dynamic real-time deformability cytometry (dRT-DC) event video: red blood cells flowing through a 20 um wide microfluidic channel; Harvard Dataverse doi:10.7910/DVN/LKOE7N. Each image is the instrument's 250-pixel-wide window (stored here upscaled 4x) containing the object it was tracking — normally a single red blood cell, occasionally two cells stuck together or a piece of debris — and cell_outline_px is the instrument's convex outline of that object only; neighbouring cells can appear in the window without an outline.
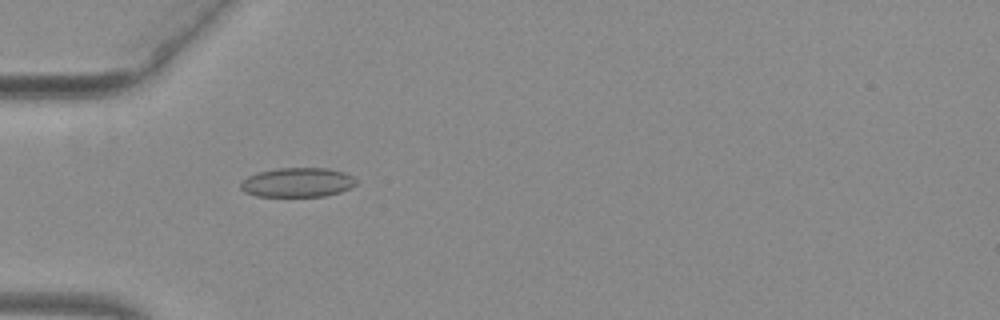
{"species": "common noctule bat (a hibernating species)", "species_latin": "Nyctalus noctula", "temperature_condition": "warm", "stored_images_in_passage": 35, "camera_frame_rate_fps": 3000, "um_per_image_px": 0.085, "animal": {"sex": "female", "body_mass_g": 29.2, "forearm_length_mm": 56.3}, "frame": {"image": 1, "passage_image": 7, "time_ms": 2.0, "image_size_px": [1000, 320], "cell_outline_px": [[356, 184], [352, 188], [340, 192], [324, 196], [256, 196], [244, 192], [240, 188], [240, 184], [248, 176], [260, 172], [276, 168], [328, 168], [344, 172], [352, 176], [356, 180]], "centroid_in_image_um": [25.3, 15.5], "position_along_channel_um": 59.7, "area_um2": 19.77}}
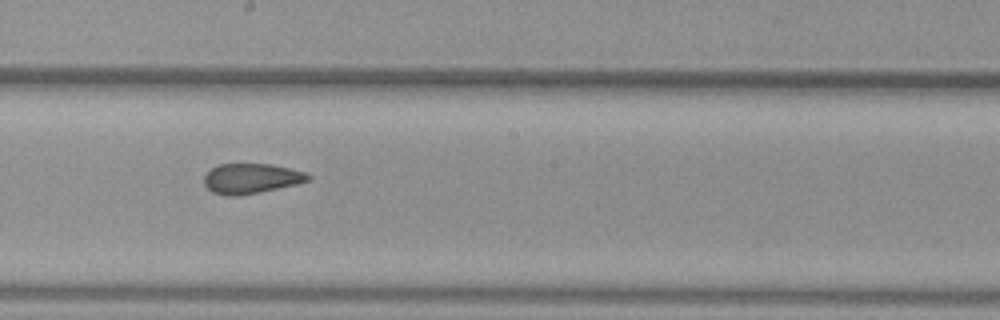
{"frame": {"image": 2, "passage_image": 20, "time_ms": 6.333, "image_size_px": [1000, 320], "cell_outline_px": [[312, 176], [308, 180], [296, 184], [260, 192], [240, 196], [228, 196], [212, 192], [204, 184], [204, 176], [212, 168], [220, 164], [272, 164], [308, 172]], "centroid_in_image_um": [21.37, 15.17], "position_along_channel_um": 226.8, "area_um2": 18.26}}
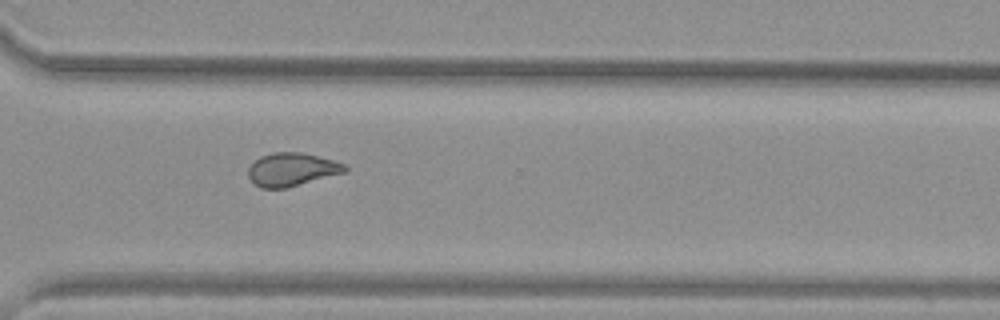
{"frame": {"image": 3, "passage_image": 29, "time_ms": 9.333, "image_size_px": [1000, 320], "cell_outline_px": [[348, 172], [284, 188], [260, 188], [248, 176], [248, 168], [260, 156], [272, 152], [300, 152], [348, 164]], "centroid_in_image_um": [24.84, 14.4], "position_along_channel_um": 345.8, "area_um2": 18.67}, "authors_computed_cell_mechanics": {"area_um2": 18.6694, "velocity_mm_per_s": 3.9726, "shape_relaxation_time_tau1_ms": null, "shape_relaxation_time_tau2_ms": 1.7455, "deformation_change_tau1": null, "deformation_change_tau2": 0.0646}}